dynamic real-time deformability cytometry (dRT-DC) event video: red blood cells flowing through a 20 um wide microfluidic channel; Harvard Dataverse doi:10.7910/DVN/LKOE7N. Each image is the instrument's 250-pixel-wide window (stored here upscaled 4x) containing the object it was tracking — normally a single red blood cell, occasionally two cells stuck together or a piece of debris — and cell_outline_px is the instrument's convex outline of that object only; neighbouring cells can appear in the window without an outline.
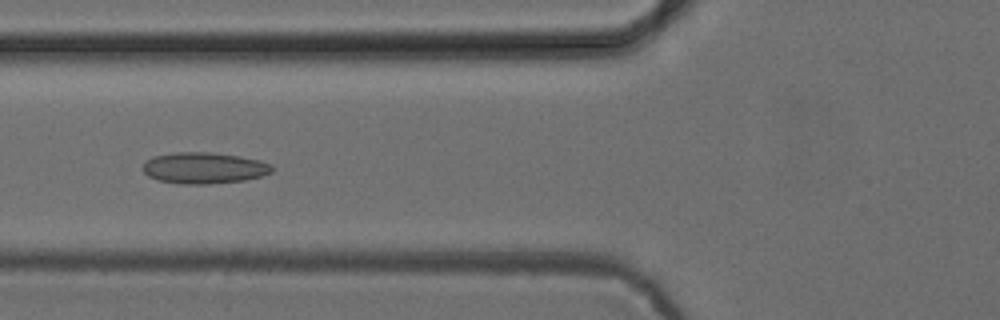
{"species": "common noctule bat (a hibernating species)", "species_latin": "Nyctalus noctula", "temperature_condition": "cold", "stored_images_in_passage": 46, "camera_frame_rate_fps": 3000, "um_per_image_px": 0.085, "animal": {"sex": "female", "body_mass_g": 24.6, "forearm_length_mm": 56.2}, "frame": {"image": 1, "passage_image": 20, "time_ms": 6.333, "image_size_px": [1000, 320], "cell_outline_px": [[276, 168], [272, 172], [260, 176], [244, 180], [208, 184], [180, 184], [160, 180], [148, 176], [140, 168], [144, 160], [152, 156], [176, 152], [212, 152], [240, 156], [260, 160], [272, 164]], "centroid_in_image_um": [17.33, 14.26], "position_along_channel_um": 108.5, "area_um2": 23.87}}
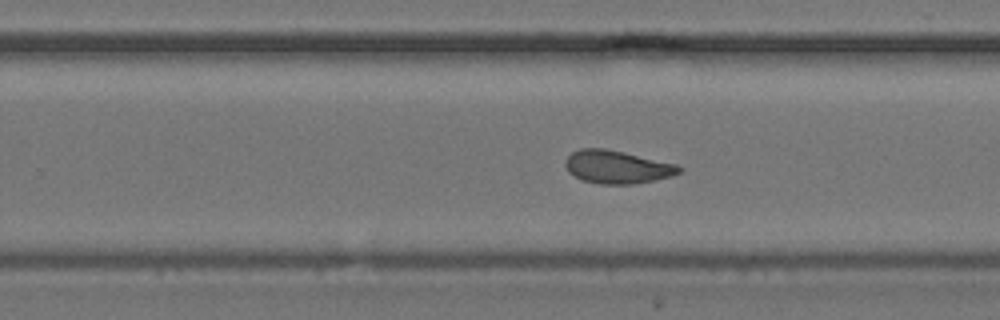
{"frame": {"image": 2, "passage_image": 33, "time_ms": 10.667, "image_size_px": [1000, 320], "cell_outline_px": [[684, 168], [680, 172], [672, 176], [656, 180], [636, 184], [600, 184], [584, 180], [568, 172], [564, 164], [564, 160], [572, 152], [580, 148], [604, 148], [624, 152], [676, 164]], "centroid_in_image_um": [52.46, 14.19], "position_along_channel_um": 277.3, "area_um2": 21.96}}
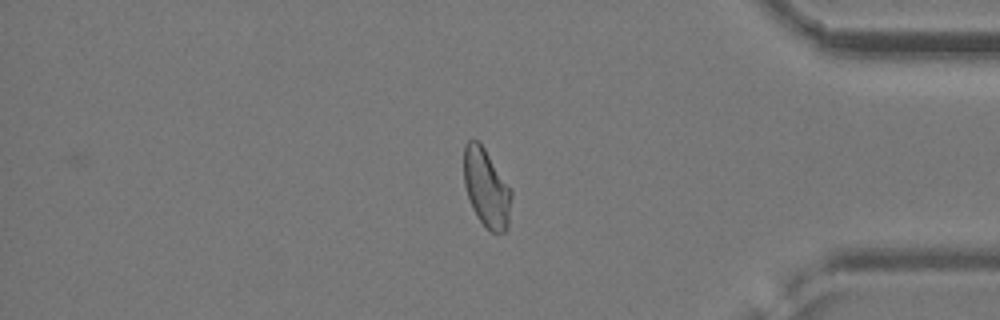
{"frame": {"image": 3, "passage_image": 44, "time_ms": 14.333, "image_size_px": [1000, 320], "cell_outline_px": [[512, 196], [508, 228], [504, 232], [492, 232], [476, 216], [472, 208], [464, 184], [464, 144], [468, 140], [476, 140], [484, 148], [512, 188]], "centroid_in_image_um": [41.36, 15.98], "position_along_channel_um": 393.8, "area_um2": 21.73}, "authors_computed_cell_mechanics": {"area_um2": 22.542, "velocity_mm_per_s": 3.9033, "shape_relaxation_time_tau1_ms": null, "shape_relaxation_time_tau2_ms": 1.4798, "deformation_change_tau1": null, "deformation_change_tau2": 0.0716}}